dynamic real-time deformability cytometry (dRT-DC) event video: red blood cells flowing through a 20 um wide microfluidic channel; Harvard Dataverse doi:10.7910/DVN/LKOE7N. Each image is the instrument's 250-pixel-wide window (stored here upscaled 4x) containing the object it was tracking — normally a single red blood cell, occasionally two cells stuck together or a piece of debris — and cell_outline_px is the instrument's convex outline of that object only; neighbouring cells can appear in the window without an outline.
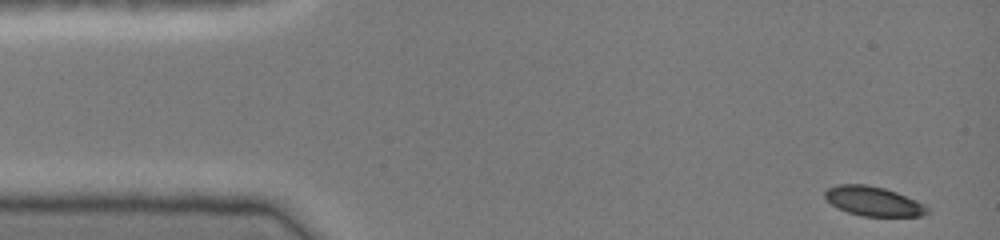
{"species": "common noctule bat (a hibernating species)", "species_latin": "Nyctalus noctula", "temperature_condition": "cold", "stored_images_in_passage": 42, "camera_frame_rate_fps": 3000, "um_per_image_px": 0.085, "animal": {"sex": "female", "body_mass_g": 19.0, "forearm_length_mm": 51.5}, "frame": {"image": 1, "passage_image": 1, "time_ms": 0.0, "image_size_px": [1000, 240], "cell_outline_px": [[928, 212], [920, 216], [860, 216], [848, 212], [832, 204], [824, 196], [824, 192], [828, 188], [836, 184], [868, 184], [884, 188], [896, 192], [916, 200], [924, 204], [928, 208]], "centroid_in_image_um": [74.22, 17.09], "position_along_channel_um": 10.8, "area_um2": 17.46}}
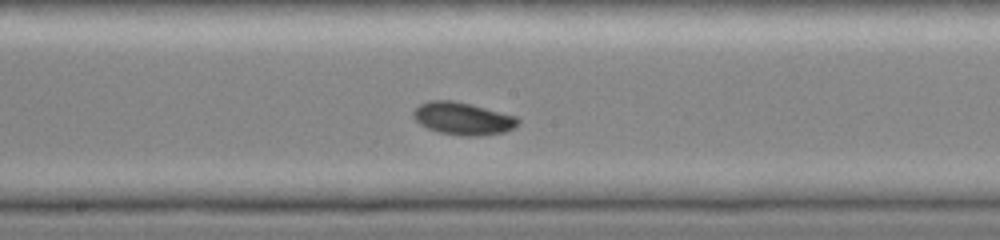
{"frame": {"image": 2, "passage_image": 23, "time_ms": 7.333, "image_size_px": [1000, 240], "cell_outline_px": [[520, 124], [504, 132], [476, 136], [464, 136], [440, 132], [428, 128], [420, 124], [412, 116], [412, 112], [420, 104], [428, 100], [452, 100], [472, 104], [516, 116], [520, 120]], "centroid_in_image_um": [39.34, 10.06], "position_along_channel_um": 208.9, "area_um2": 19.83}}
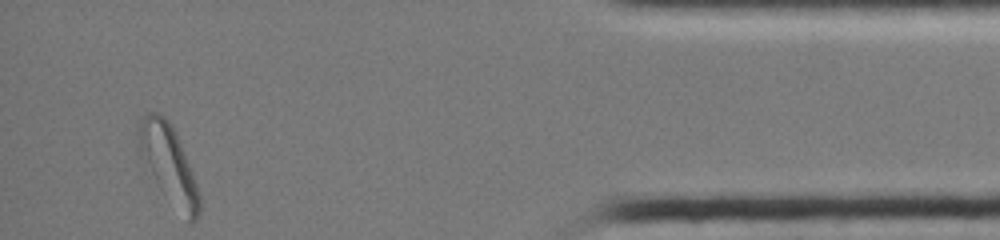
{"frame": {"image": 3, "passage_image": 42, "time_ms": 13.667, "image_size_px": [1000, 240], "cell_outline_px": [[200, 212], [196, 220], [192, 224], [188, 224], [160, 188], [136, 156], [136, 144], [140, 120], [148, 112], [160, 112], [168, 120], [180, 144], [196, 184], [200, 196]], "centroid_in_image_um": [14.27, 13.98], "position_along_channel_um": 420.9, "area_um2": 27.8}}